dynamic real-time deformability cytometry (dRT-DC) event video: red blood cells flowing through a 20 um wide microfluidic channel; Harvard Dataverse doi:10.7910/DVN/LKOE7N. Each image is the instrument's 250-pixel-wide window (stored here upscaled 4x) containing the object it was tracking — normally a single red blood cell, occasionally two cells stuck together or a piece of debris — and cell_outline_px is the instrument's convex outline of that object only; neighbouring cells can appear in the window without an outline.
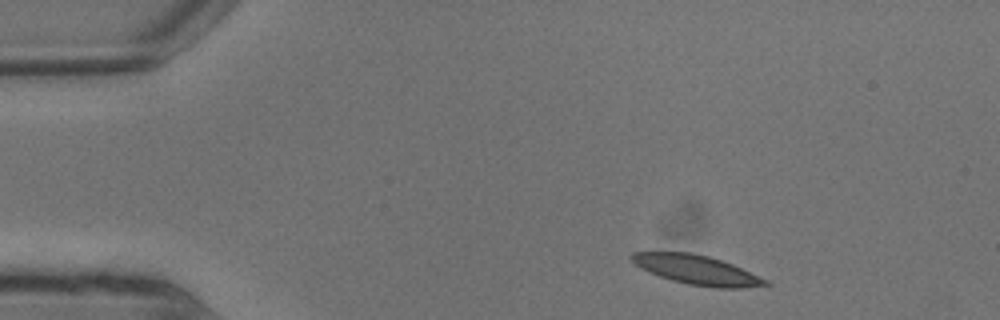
{"species": "common noctule bat (a hibernating species)", "species_latin": "Nyctalus noctula", "temperature_condition": "warm", "stored_images_in_passage": 6, "camera_frame_rate_fps": 3000, "um_per_image_px": 0.085, "animal": {"sex": "male", "body_mass_g": 13.3}, "frame": {"image": 1, "passage_image": 2, "time_ms": 0.333, "image_size_px": [1000, 320], "cell_outline_px": [[772, 284], [744, 288], [716, 288], [688, 284], [672, 280], [648, 272], [640, 268], [628, 256], [632, 252], [692, 252], [708, 256], [732, 264], [768, 280]], "centroid_in_image_um": [59.22, 22.94], "position_along_channel_um": 25.8, "area_um2": 22.83}}
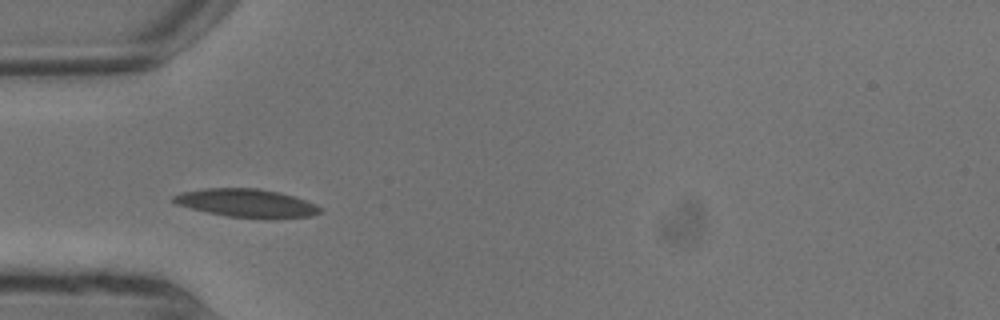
{"frame": {"image": 2, "passage_image": 5, "time_ms": 1.333, "image_size_px": [1000, 320], "cell_outline_px": [[324, 212], [312, 216], [228, 216], [208, 212], [176, 204], [172, 200], [172, 196], [184, 192], [204, 188], [256, 188], [280, 192], [316, 204], [324, 208]], "centroid_in_image_um": [20.96, 17.22], "position_along_channel_um": 64.0, "area_um2": 23.24}}
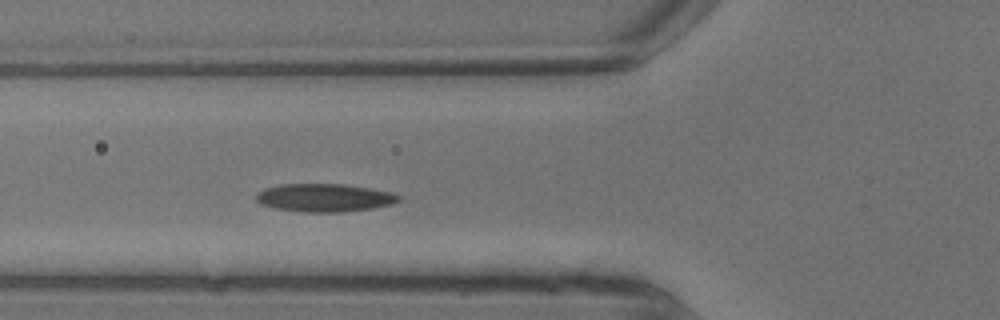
{"frame": {"image": 3, "passage_image": 6, "time_ms": 1.667, "image_size_px": [1000, 320], "cell_outline_px": [[400, 200], [392, 204], [372, 208], [340, 212], [304, 212], [276, 208], [260, 204], [256, 200], [256, 192], [264, 188], [280, 184], [344, 184], [392, 192], [400, 196]], "centroid_in_image_um": [27.55, 16.8], "position_along_channel_um": 98.3, "area_um2": 23.29}}